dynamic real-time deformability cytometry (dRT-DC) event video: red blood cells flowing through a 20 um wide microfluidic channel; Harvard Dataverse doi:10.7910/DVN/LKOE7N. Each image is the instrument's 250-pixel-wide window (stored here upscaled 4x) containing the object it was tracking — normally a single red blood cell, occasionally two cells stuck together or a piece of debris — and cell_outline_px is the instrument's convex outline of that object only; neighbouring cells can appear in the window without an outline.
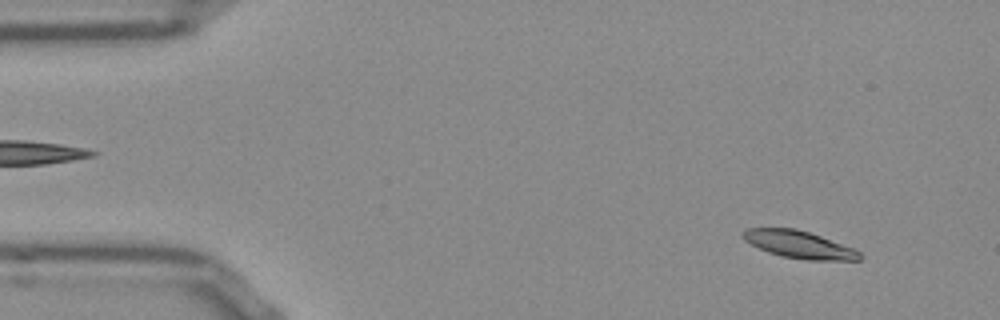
{"species": "Egyptian fruit bat (a non-hibernating species)", "species_latin": "Rousettus aegyptiacus", "temperature_condition": "room temperature", "stored_images_in_passage": 53, "camera_frame_rate_fps": 3000, "um_per_image_px": 0.085, "frame": {"image": 1, "passage_image": 5, "time_ms": 1.333, "image_size_px": [1000, 320], "cell_outline_px": [[864, 256], [860, 260], [808, 260], [780, 256], [768, 252], [744, 240], [740, 232], [744, 228], [796, 228], [820, 236], [852, 248], [860, 252]], "centroid_in_image_um": [67.89, 20.78], "position_along_channel_um": 17.1, "area_um2": 18.55}}
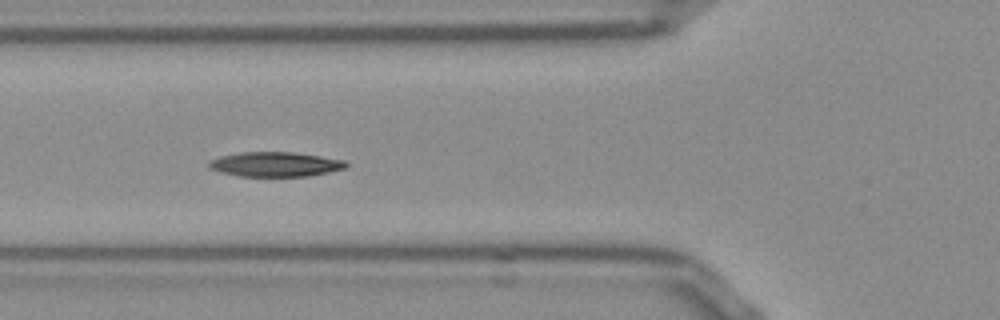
{"frame": {"image": 2, "passage_image": 19, "time_ms": 6.0, "image_size_px": [1000, 320], "cell_outline_px": [[348, 164], [344, 168], [328, 172], [308, 176], [236, 176], [220, 172], [208, 168], [208, 164], [212, 160], [220, 156], [240, 152], [292, 152], [320, 156], [344, 160]], "centroid_in_image_um": [23.36, 13.96], "position_along_channel_um": 102.4, "area_um2": 19.59}}
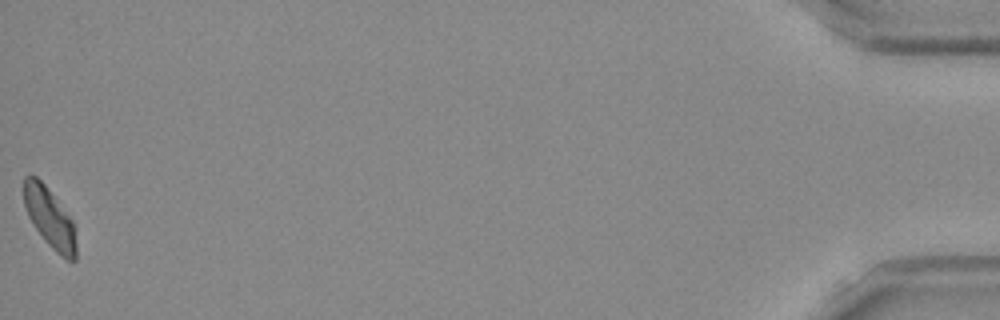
{"frame": {"image": 3, "passage_image": 53, "time_ms": 17.333, "image_size_px": [1000, 320], "cell_outline_px": [[76, 260], [68, 260], [56, 252], [48, 244], [36, 228], [28, 216], [24, 204], [24, 176], [36, 176], [44, 184], [72, 220], [76, 228]], "centroid_in_image_um": [4.24, 18.54], "position_along_channel_um": 431.0, "area_um2": 17.92}, "authors_computed_cell_mechanics": {"area_um2": 19.4786, "velocity_mm_per_s": 3.8142, "shape_relaxation_time_tau1_ms": 4.923, "shape_relaxation_time_tau2_ms": null, "deformation_change_tau1": 0.1413, "deformation_change_tau2": null}}